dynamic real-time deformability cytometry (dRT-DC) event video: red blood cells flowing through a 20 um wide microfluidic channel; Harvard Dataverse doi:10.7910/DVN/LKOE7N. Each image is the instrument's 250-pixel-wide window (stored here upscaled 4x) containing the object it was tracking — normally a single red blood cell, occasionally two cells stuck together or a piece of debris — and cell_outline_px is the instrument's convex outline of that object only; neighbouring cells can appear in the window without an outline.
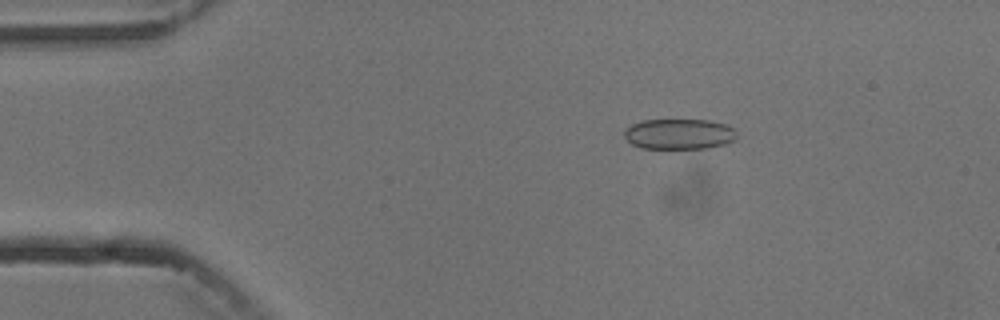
{"species": "common noctule bat (a hibernating species)", "species_latin": "Nyctalus noctula", "temperature_condition": "cold", "stored_images_in_passage": 4, "camera_frame_rate_fps": 3000, "um_per_image_px": 0.085, "animal": {"sex": "male", "body_mass_g": 13.3}, "frame": {"image": 1, "passage_image": 2, "time_ms": 1.0, "image_size_px": [1000, 320], "cell_outline_px": [[736, 136], [732, 140], [724, 144], [708, 148], [640, 148], [632, 144], [624, 136], [624, 128], [632, 124], [644, 120], [708, 120], [724, 124], [732, 128], [736, 132]], "centroid_in_image_um": [57.68, 11.39], "position_along_channel_um": 27.3, "area_um2": 19.83}}
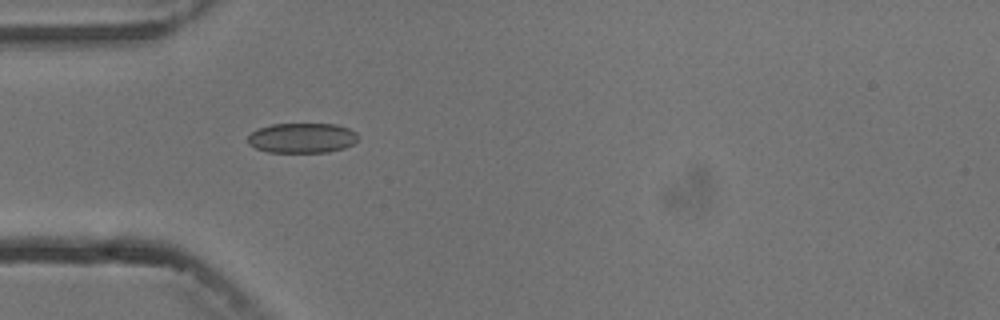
{"frame": {"image": 2, "passage_image": 4, "time_ms": 3.333, "image_size_px": [1000, 320], "cell_outline_px": [[360, 136], [352, 144], [344, 148], [328, 152], [268, 152], [256, 148], [248, 144], [248, 136], [252, 132], [260, 128], [272, 124], [336, 124], [348, 128], [356, 132]], "centroid_in_image_um": [25.69, 11.73], "position_along_channel_um": 59.3, "area_um2": 19.25}}